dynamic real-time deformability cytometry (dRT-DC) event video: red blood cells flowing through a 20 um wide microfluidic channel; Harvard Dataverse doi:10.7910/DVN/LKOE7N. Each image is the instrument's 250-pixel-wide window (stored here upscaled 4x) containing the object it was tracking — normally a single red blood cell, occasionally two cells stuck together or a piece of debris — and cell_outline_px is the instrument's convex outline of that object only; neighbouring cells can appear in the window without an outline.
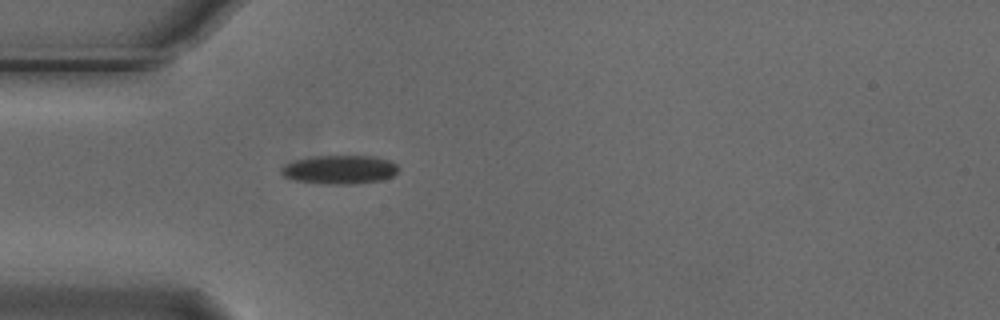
{"species": "Egyptian fruit bat (a non-hibernating species)", "species_latin": "Rousettus aegyptiacus", "temperature_condition": "cold", "stored_images_in_passage": 45, "camera_frame_rate_fps": 3000, "um_per_image_px": 0.085, "animal": {"sex": "male"}, "frame": {"image": 1, "passage_image": 6, "time_ms": 1.667, "image_size_px": [1000, 320], "cell_outline_px": [[396, 172], [392, 176], [380, 180], [352, 184], [320, 184], [296, 180], [284, 176], [280, 172], [280, 168], [284, 164], [296, 160], [312, 156], [376, 156], [388, 160], [396, 164]], "centroid_in_image_um": [28.82, 14.41], "position_along_channel_um": 56.2, "area_um2": 19.54}}
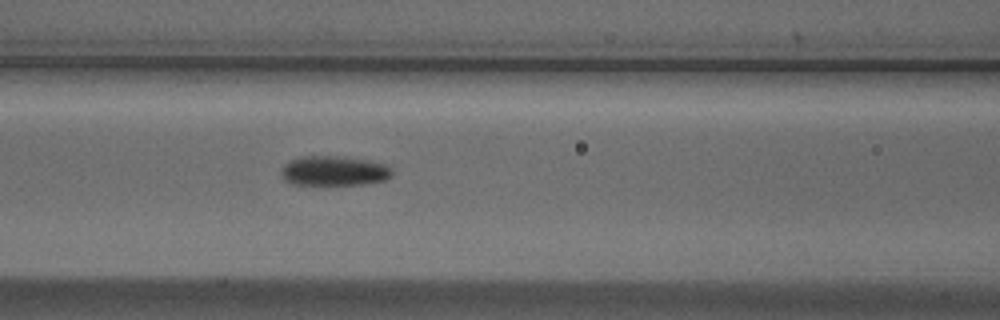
{"frame": {"image": 2, "passage_image": 13, "time_ms": 4.0, "image_size_px": [1000, 320], "cell_outline_px": [[392, 172], [384, 180], [360, 184], [292, 184], [284, 180], [280, 172], [284, 164], [288, 160], [300, 156], [344, 156], [368, 160], [384, 164]], "centroid_in_image_um": [28.3, 14.5], "position_along_channel_um": 138.3, "area_um2": 19.07}}
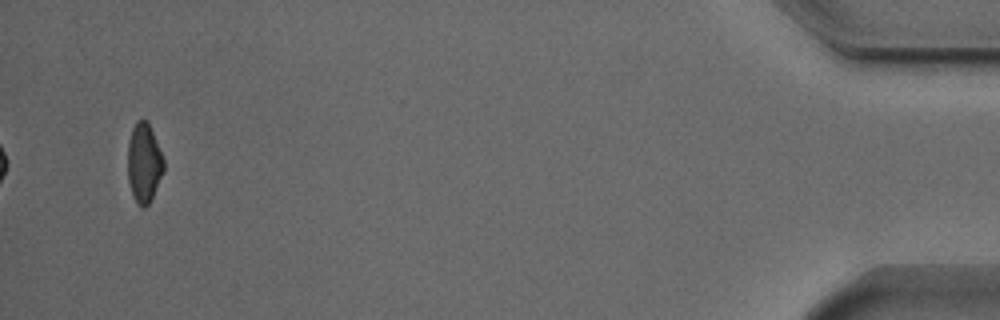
{"frame": {"image": 3, "passage_image": 43, "time_ms": 14.0, "image_size_px": [1000, 320], "cell_outline_px": [[164, 172], [148, 204], [144, 208], [140, 208], [136, 204], [132, 196], [128, 180], [128, 144], [132, 128], [136, 120], [148, 120], [164, 160]], "centroid_in_image_um": [12.23, 13.86], "position_along_channel_um": 423.0, "area_um2": 16.76}, "authors_computed_cell_mechanics": {"area_um2": 18.1492, "velocity_mm_per_s": 3.7207, "shape_relaxation_time_tau1_ms": 3.2848, "shape_relaxation_time_tau2_ms": null, "deformation_change_tau1": 0.0987, "deformation_change_tau2": null}}